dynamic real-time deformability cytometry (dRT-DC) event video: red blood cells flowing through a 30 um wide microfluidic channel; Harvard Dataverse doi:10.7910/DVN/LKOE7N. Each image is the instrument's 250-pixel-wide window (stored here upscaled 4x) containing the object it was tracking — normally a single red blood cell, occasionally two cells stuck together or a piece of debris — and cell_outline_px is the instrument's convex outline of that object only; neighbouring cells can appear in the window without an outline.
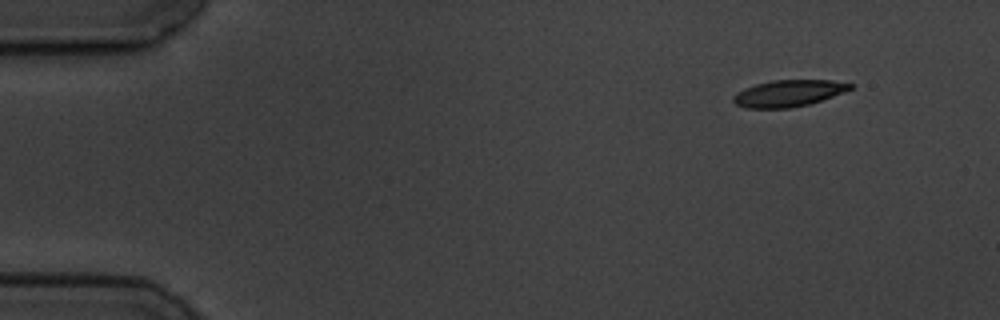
{"species": "common noctule bat (a hibernating species)", "species_latin": "Nyctalus noctula", "temperature_condition": "cold", "stored_images_in_passage": 4, "camera_frame_rate_fps": 3000, "um_per_image_px": 0.085, "animal": {"sex": "male", "body_mass_g": 19.5, "forearm_length_mm": 54.6}, "frame": {"image": 1, "passage_image": 1, "time_ms": 0.0, "image_size_px": [1000, 320], "cell_outline_px": [[856, 84], [852, 88], [844, 92], [808, 104], [792, 108], [748, 108], [736, 104], [732, 100], [732, 96], [736, 92], [744, 88], [756, 84], [772, 80], [832, 80]], "centroid_in_image_um": [67.01, 7.92], "position_along_channel_um": 18.0, "area_um2": 18.15}}
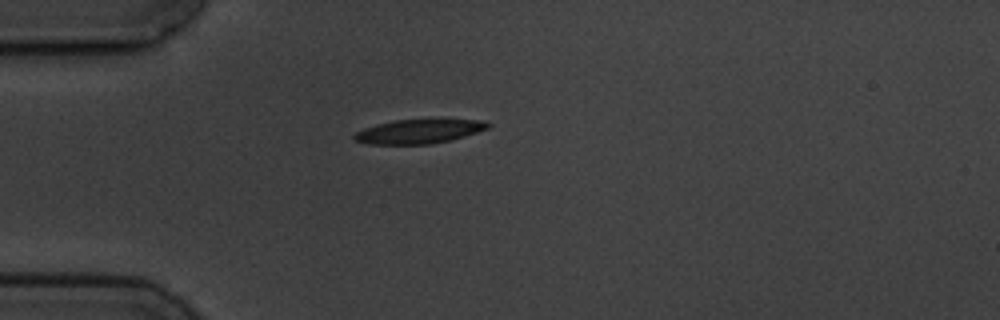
{"frame": {"image": 2, "passage_image": 4, "time_ms": 3.333, "image_size_px": [1000, 320], "cell_outline_px": [[492, 124], [488, 128], [464, 136], [432, 144], [368, 144], [356, 140], [352, 136], [356, 132], [364, 128], [376, 124], [396, 120], [480, 120]], "centroid_in_image_um": [35.57, 11.17], "position_along_channel_um": 49.4, "area_um2": 18.44}}